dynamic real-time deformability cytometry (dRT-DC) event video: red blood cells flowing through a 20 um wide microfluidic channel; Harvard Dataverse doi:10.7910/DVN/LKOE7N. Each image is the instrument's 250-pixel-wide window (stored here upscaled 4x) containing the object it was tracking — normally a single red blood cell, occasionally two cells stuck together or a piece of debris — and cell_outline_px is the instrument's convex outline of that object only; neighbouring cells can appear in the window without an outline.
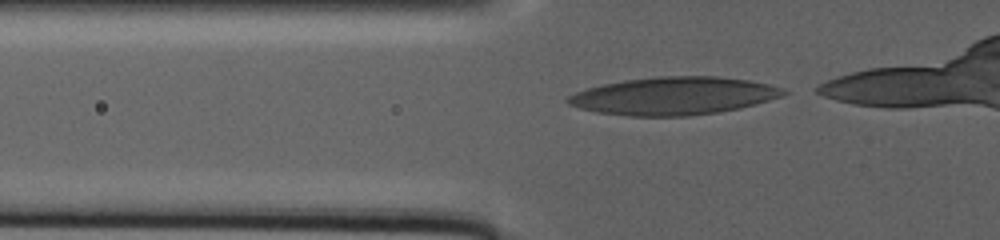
{"species": "human", "species_latin": "Homo sapiens", "temperature_condition": "warm", "stored_images_in_passage": 36, "camera_frame_rate_fps": 3000, "um_per_image_px": 0.085, "donor": {"sex": "male"}, "frame": {"image": 1, "passage_image": 2, "time_ms": 0.333, "image_size_px": [1000, 240], "cell_outline_px": [[792, 92], [784, 96], [756, 104], [740, 108], [716, 112], [688, 116], [632, 116], [596, 112], [580, 108], [568, 104], [564, 100], [568, 96], [576, 92], [588, 88], [604, 84], [624, 80], [656, 76], [716, 76], [748, 80], [768, 84], [784, 88]], "centroid_in_image_um": [57.3, 8.15], "position_along_channel_um": 68.5, "area_um2": 47.63}}
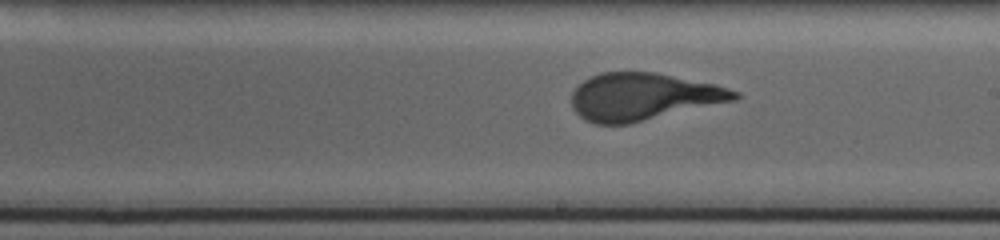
{"frame": {"image": 2, "passage_image": 21, "time_ms": 10.0, "image_size_px": [1000, 240], "cell_outline_px": [[740, 96], [736, 100], [628, 124], [592, 124], [584, 120], [572, 108], [572, 92], [584, 80], [600, 72], [656, 72], [716, 84], [740, 92]], "centroid_in_image_um": [54.67, 8.22], "position_along_channel_um": 234.3, "area_um2": 44.97}}
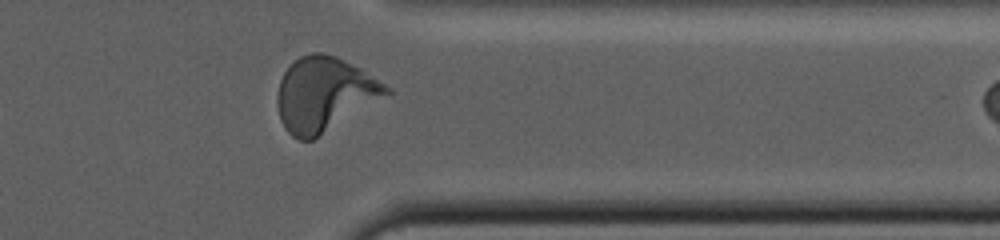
{"frame": {"image": 3, "passage_image": 35, "time_ms": 18.333, "image_size_px": [1000, 240], "cell_outline_px": [[392, 92], [312, 140], [300, 140], [292, 136], [284, 128], [280, 120], [276, 104], [276, 96], [280, 80], [284, 72], [300, 56], [312, 52], [320, 52], [336, 56], [364, 68], [392, 88]], "centroid_in_image_um": [27.57, 7.98], "position_along_channel_um": 383.8, "area_um2": 47.22}}